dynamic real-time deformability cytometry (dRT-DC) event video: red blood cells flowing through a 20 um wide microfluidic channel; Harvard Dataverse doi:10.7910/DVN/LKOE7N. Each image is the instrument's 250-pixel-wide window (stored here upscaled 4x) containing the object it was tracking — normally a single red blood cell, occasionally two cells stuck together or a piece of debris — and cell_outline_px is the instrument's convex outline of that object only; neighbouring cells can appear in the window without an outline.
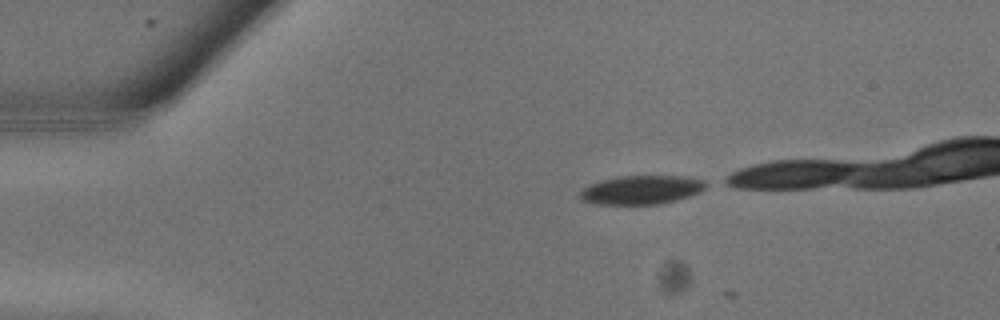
{"species": "common noctule bat (a hibernating species)", "species_latin": "Nyctalus noctula", "temperature_condition": "warm", "stored_images_in_passage": 4, "camera_frame_rate_fps": 3000, "um_per_image_px": 0.085, "animal": {"sex": "male", "body_mass_g": 13.3}, "frame": {"image": 1, "passage_image": 2, "time_ms": 0.333, "image_size_px": [1000, 320], "cell_outline_px": [[712, 184], [700, 192], [676, 200], [660, 204], [596, 204], [580, 200], [580, 192], [588, 184], [620, 176], [684, 176], [704, 180]], "centroid_in_image_um": [54.57, 16.13], "position_along_channel_um": 30.4, "area_um2": 21.21}}